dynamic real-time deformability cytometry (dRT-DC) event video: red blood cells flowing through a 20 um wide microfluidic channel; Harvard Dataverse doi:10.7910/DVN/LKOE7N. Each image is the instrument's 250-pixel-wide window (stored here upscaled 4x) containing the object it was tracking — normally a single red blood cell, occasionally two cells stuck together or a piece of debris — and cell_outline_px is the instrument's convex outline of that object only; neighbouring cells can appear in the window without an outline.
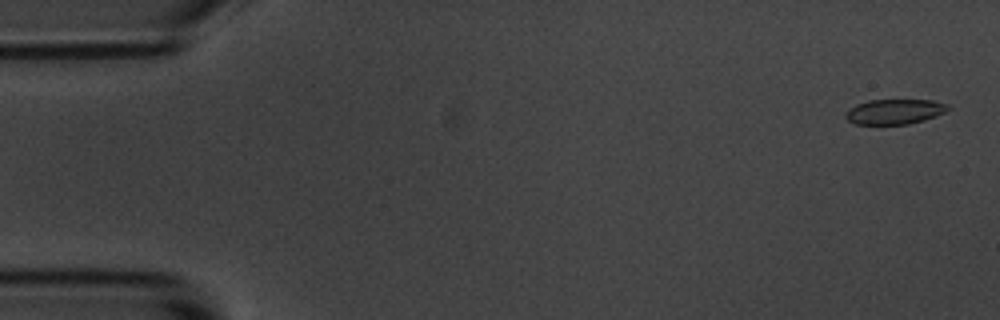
{"species": "common noctule bat (a hibernating species)", "species_latin": "Nyctalus noctula", "temperature_condition": "room temperature", "stored_images_in_passage": 55, "camera_frame_rate_fps": 3000, "um_per_image_px": 0.085, "animal": {"sex": "male", "body_mass_g": 20.1, "forearm_length_mm": 53.5}, "frame": {"image": 1, "passage_image": 2, "time_ms": 0.333, "image_size_px": [1000, 320], "cell_outline_px": [[952, 108], [936, 116], [924, 120], [908, 124], [856, 124], [848, 120], [844, 116], [844, 112], [848, 108], [856, 104], [868, 100], [932, 100], [948, 104]], "centroid_in_image_um": [76.03, 9.48], "position_along_channel_um": 9.0, "area_um2": 15.09}}
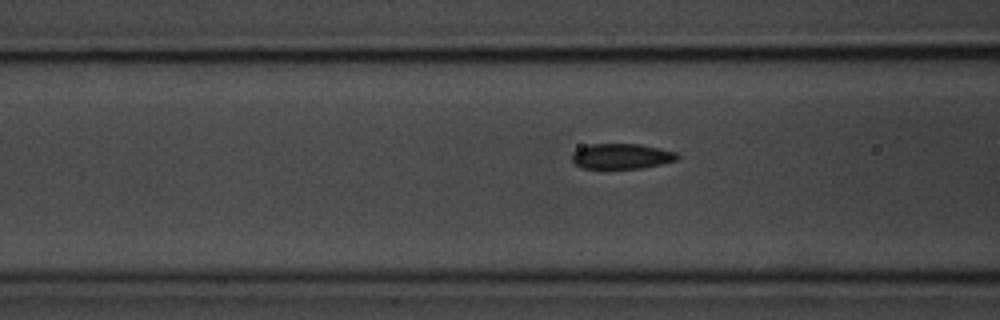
{"frame": {"image": 2, "passage_image": 21, "time_ms": 6.667, "image_size_px": [1000, 320], "cell_outline_px": [[680, 156], [676, 160], [660, 164], [640, 168], [580, 168], [572, 160], [572, 152], [588, 144], [640, 144], [660, 148], [676, 152]], "centroid_in_image_um": [52.82, 13.27], "position_along_channel_um": 113.8, "area_um2": 15.49}}
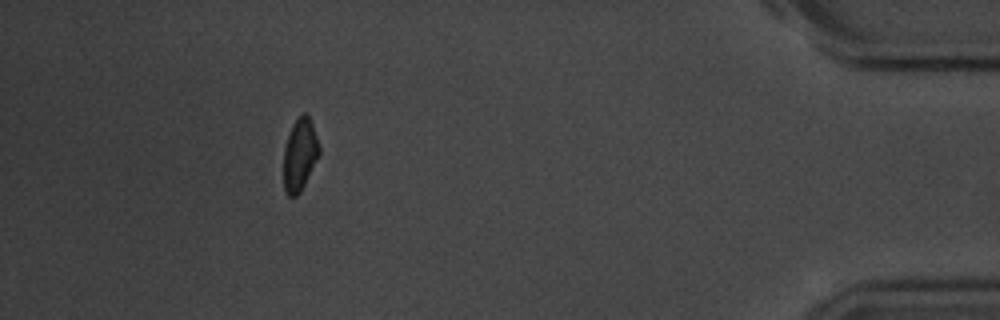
{"frame": {"image": 3, "passage_image": 50, "time_ms": 16.333, "image_size_px": [1000, 320], "cell_outline_px": [[320, 156], [300, 192], [296, 196], [288, 196], [284, 192], [284, 148], [292, 124], [304, 112], [308, 116], [312, 124], [320, 148]], "centroid_in_image_um": [25.49, 13.18], "position_along_channel_um": 409.7, "area_um2": 14.97}, "authors_computed_cell_mechanics": {"area_um2": 16.1262, "velocity_mm_per_s": 3.6494, "shape_relaxation_time_tau1_ms": 2.1433, "shape_relaxation_time_tau2_ms": 2.6255, "deformation_change_tau1": 0.0812, "deformation_change_tau2": 0.0665}}